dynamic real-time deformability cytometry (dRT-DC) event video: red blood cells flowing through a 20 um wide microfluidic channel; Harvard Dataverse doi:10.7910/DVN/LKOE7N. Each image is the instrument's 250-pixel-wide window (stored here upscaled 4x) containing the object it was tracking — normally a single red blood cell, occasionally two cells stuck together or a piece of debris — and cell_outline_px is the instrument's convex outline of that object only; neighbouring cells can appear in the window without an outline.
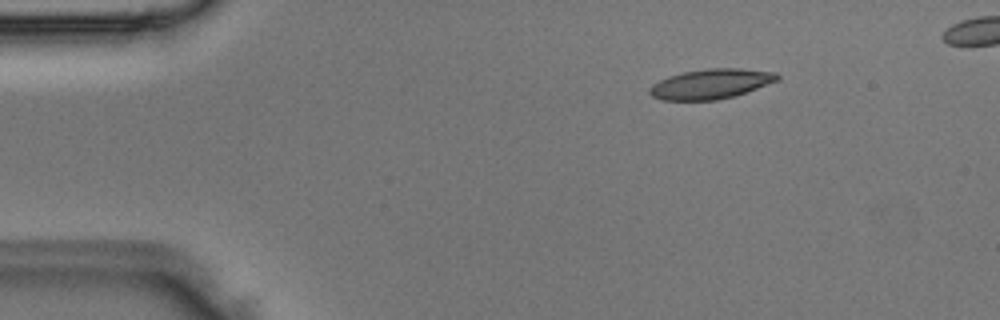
{"species": "Egyptian fruit bat (a non-hibernating species)", "species_latin": "Rousettus aegyptiacus", "temperature_condition": "room temperature", "stored_images_in_passage": 5, "camera_frame_rate_fps": 3000, "um_per_image_px": 0.085, "animal": {"sex": "male"}, "frame": {"image": 1, "passage_image": 2, "time_ms": 0.333, "image_size_px": [1000, 320], "cell_outline_px": [[780, 80], [732, 96], [716, 100], [660, 100], [652, 96], [648, 92], [648, 88], [652, 84], [668, 76], [684, 72], [704, 68], [740, 68], [776, 72], [780, 76]], "centroid_in_image_um": [60.4, 7.12], "position_along_channel_um": 24.6, "area_um2": 22.25}}